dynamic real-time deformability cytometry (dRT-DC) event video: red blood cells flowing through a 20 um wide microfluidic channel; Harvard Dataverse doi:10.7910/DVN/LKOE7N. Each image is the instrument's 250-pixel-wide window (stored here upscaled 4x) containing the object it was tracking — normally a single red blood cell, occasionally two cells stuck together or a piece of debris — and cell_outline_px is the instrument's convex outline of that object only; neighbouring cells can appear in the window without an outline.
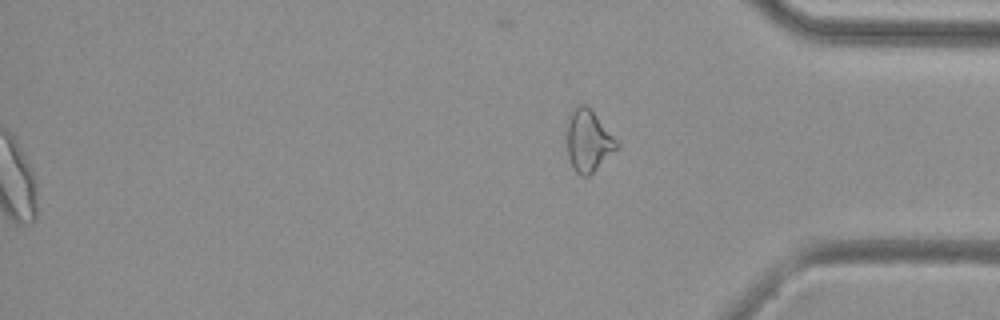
{"species": "common noctule bat (a hibernating species)", "species_latin": "Nyctalus noctula", "temperature_condition": "cold", "stored_images_in_passage": 39, "segment_of_instrument_passage": [2, 2], "camera_frame_rate_fps": 3000, "um_per_image_px": 0.085, "animal": {"sex": "female", "body_mass_g": 29.2, "forearm_length_mm": 56.3}, "frame": {"image": 1, "passage_image": 39, "time_ms": 12.667, "image_size_px": [1000, 320], "cell_outline_px": [[620, 148], [588, 176], [580, 176], [576, 172], [568, 156], [564, 128], [568, 116], [572, 108], [580, 104], [584, 104], [596, 116], [620, 144]], "centroid_in_image_um": [49.97, 11.96], "position_along_channel_um": 385.2, "area_um2": 18.26}}